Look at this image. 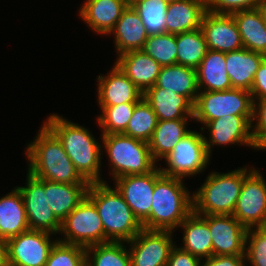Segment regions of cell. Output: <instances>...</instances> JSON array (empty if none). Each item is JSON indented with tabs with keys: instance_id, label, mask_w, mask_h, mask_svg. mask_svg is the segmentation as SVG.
Returning <instances> with one entry per match:
<instances>
[{
	"instance_id": "cell-9",
	"label": "cell",
	"mask_w": 266,
	"mask_h": 266,
	"mask_svg": "<svg viewBox=\"0 0 266 266\" xmlns=\"http://www.w3.org/2000/svg\"><path fill=\"white\" fill-rule=\"evenodd\" d=\"M59 241L84 248L105 243V231L95 204L86 196L61 222Z\"/></svg>"
},
{
	"instance_id": "cell-44",
	"label": "cell",
	"mask_w": 266,
	"mask_h": 266,
	"mask_svg": "<svg viewBox=\"0 0 266 266\" xmlns=\"http://www.w3.org/2000/svg\"><path fill=\"white\" fill-rule=\"evenodd\" d=\"M204 260L202 266H245L246 264L245 255H213Z\"/></svg>"
},
{
	"instance_id": "cell-29",
	"label": "cell",
	"mask_w": 266,
	"mask_h": 266,
	"mask_svg": "<svg viewBox=\"0 0 266 266\" xmlns=\"http://www.w3.org/2000/svg\"><path fill=\"white\" fill-rule=\"evenodd\" d=\"M196 70L199 91H223L232 88L226 71L224 52L208 50Z\"/></svg>"
},
{
	"instance_id": "cell-47",
	"label": "cell",
	"mask_w": 266,
	"mask_h": 266,
	"mask_svg": "<svg viewBox=\"0 0 266 266\" xmlns=\"http://www.w3.org/2000/svg\"><path fill=\"white\" fill-rule=\"evenodd\" d=\"M163 1H166L167 3H171V2H174L176 0H163Z\"/></svg>"
},
{
	"instance_id": "cell-30",
	"label": "cell",
	"mask_w": 266,
	"mask_h": 266,
	"mask_svg": "<svg viewBox=\"0 0 266 266\" xmlns=\"http://www.w3.org/2000/svg\"><path fill=\"white\" fill-rule=\"evenodd\" d=\"M239 29L243 47L266 56V24L259 8L232 14Z\"/></svg>"
},
{
	"instance_id": "cell-37",
	"label": "cell",
	"mask_w": 266,
	"mask_h": 266,
	"mask_svg": "<svg viewBox=\"0 0 266 266\" xmlns=\"http://www.w3.org/2000/svg\"><path fill=\"white\" fill-rule=\"evenodd\" d=\"M142 50L162 67L174 65L177 59L176 35L170 33L149 35Z\"/></svg>"
},
{
	"instance_id": "cell-43",
	"label": "cell",
	"mask_w": 266,
	"mask_h": 266,
	"mask_svg": "<svg viewBox=\"0 0 266 266\" xmlns=\"http://www.w3.org/2000/svg\"><path fill=\"white\" fill-rule=\"evenodd\" d=\"M250 93L253 100L266 99V58L255 73Z\"/></svg>"
},
{
	"instance_id": "cell-22",
	"label": "cell",
	"mask_w": 266,
	"mask_h": 266,
	"mask_svg": "<svg viewBox=\"0 0 266 266\" xmlns=\"http://www.w3.org/2000/svg\"><path fill=\"white\" fill-rule=\"evenodd\" d=\"M206 11V0H176L168 3L165 33L176 35L201 28Z\"/></svg>"
},
{
	"instance_id": "cell-26",
	"label": "cell",
	"mask_w": 266,
	"mask_h": 266,
	"mask_svg": "<svg viewBox=\"0 0 266 266\" xmlns=\"http://www.w3.org/2000/svg\"><path fill=\"white\" fill-rule=\"evenodd\" d=\"M178 227H183V246L180 248L203 260L213 256V244L206 215L191 212Z\"/></svg>"
},
{
	"instance_id": "cell-19",
	"label": "cell",
	"mask_w": 266,
	"mask_h": 266,
	"mask_svg": "<svg viewBox=\"0 0 266 266\" xmlns=\"http://www.w3.org/2000/svg\"><path fill=\"white\" fill-rule=\"evenodd\" d=\"M129 4L130 0H86L78 12L92 31L109 35Z\"/></svg>"
},
{
	"instance_id": "cell-6",
	"label": "cell",
	"mask_w": 266,
	"mask_h": 266,
	"mask_svg": "<svg viewBox=\"0 0 266 266\" xmlns=\"http://www.w3.org/2000/svg\"><path fill=\"white\" fill-rule=\"evenodd\" d=\"M110 161L113 179L127 175L151 172L157 163L154 161L148 142L120 134L101 135L100 138Z\"/></svg>"
},
{
	"instance_id": "cell-41",
	"label": "cell",
	"mask_w": 266,
	"mask_h": 266,
	"mask_svg": "<svg viewBox=\"0 0 266 266\" xmlns=\"http://www.w3.org/2000/svg\"><path fill=\"white\" fill-rule=\"evenodd\" d=\"M261 0H206V9L215 14L232 15L238 11L258 8Z\"/></svg>"
},
{
	"instance_id": "cell-25",
	"label": "cell",
	"mask_w": 266,
	"mask_h": 266,
	"mask_svg": "<svg viewBox=\"0 0 266 266\" xmlns=\"http://www.w3.org/2000/svg\"><path fill=\"white\" fill-rule=\"evenodd\" d=\"M266 56L241 48L225 53L226 71L232 88L250 91L256 71Z\"/></svg>"
},
{
	"instance_id": "cell-14",
	"label": "cell",
	"mask_w": 266,
	"mask_h": 266,
	"mask_svg": "<svg viewBox=\"0 0 266 266\" xmlns=\"http://www.w3.org/2000/svg\"><path fill=\"white\" fill-rule=\"evenodd\" d=\"M162 175L160 167L156 166L146 174L127 175L114 180V187L122 194L141 224L150 216L155 182Z\"/></svg>"
},
{
	"instance_id": "cell-33",
	"label": "cell",
	"mask_w": 266,
	"mask_h": 266,
	"mask_svg": "<svg viewBox=\"0 0 266 266\" xmlns=\"http://www.w3.org/2000/svg\"><path fill=\"white\" fill-rule=\"evenodd\" d=\"M124 245L109 241L87 247L86 266H131L129 249Z\"/></svg>"
},
{
	"instance_id": "cell-10",
	"label": "cell",
	"mask_w": 266,
	"mask_h": 266,
	"mask_svg": "<svg viewBox=\"0 0 266 266\" xmlns=\"http://www.w3.org/2000/svg\"><path fill=\"white\" fill-rule=\"evenodd\" d=\"M232 215L247 229L266 227V182L260 171L253 168L244 178Z\"/></svg>"
},
{
	"instance_id": "cell-42",
	"label": "cell",
	"mask_w": 266,
	"mask_h": 266,
	"mask_svg": "<svg viewBox=\"0 0 266 266\" xmlns=\"http://www.w3.org/2000/svg\"><path fill=\"white\" fill-rule=\"evenodd\" d=\"M176 246L172 248L166 266H202L200 258Z\"/></svg>"
},
{
	"instance_id": "cell-34",
	"label": "cell",
	"mask_w": 266,
	"mask_h": 266,
	"mask_svg": "<svg viewBox=\"0 0 266 266\" xmlns=\"http://www.w3.org/2000/svg\"><path fill=\"white\" fill-rule=\"evenodd\" d=\"M158 119L151 105L143 97L133 110L124 135L149 142Z\"/></svg>"
},
{
	"instance_id": "cell-28",
	"label": "cell",
	"mask_w": 266,
	"mask_h": 266,
	"mask_svg": "<svg viewBox=\"0 0 266 266\" xmlns=\"http://www.w3.org/2000/svg\"><path fill=\"white\" fill-rule=\"evenodd\" d=\"M154 86L183 95L194 105L199 93L197 70L180 64L163 66Z\"/></svg>"
},
{
	"instance_id": "cell-39",
	"label": "cell",
	"mask_w": 266,
	"mask_h": 266,
	"mask_svg": "<svg viewBox=\"0 0 266 266\" xmlns=\"http://www.w3.org/2000/svg\"><path fill=\"white\" fill-rule=\"evenodd\" d=\"M245 257L251 266H266V227L247 230Z\"/></svg>"
},
{
	"instance_id": "cell-18",
	"label": "cell",
	"mask_w": 266,
	"mask_h": 266,
	"mask_svg": "<svg viewBox=\"0 0 266 266\" xmlns=\"http://www.w3.org/2000/svg\"><path fill=\"white\" fill-rule=\"evenodd\" d=\"M97 98L100 106H114L121 103H138L143 92L116 65L97 78Z\"/></svg>"
},
{
	"instance_id": "cell-40",
	"label": "cell",
	"mask_w": 266,
	"mask_h": 266,
	"mask_svg": "<svg viewBox=\"0 0 266 266\" xmlns=\"http://www.w3.org/2000/svg\"><path fill=\"white\" fill-rule=\"evenodd\" d=\"M251 130L255 149L266 150V99L253 100Z\"/></svg>"
},
{
	"instance_id": "cell-11",
	"label": "cell",
	"mask_w": 266,
	"mask_h": 266,
	"mask_svg": "<svg viewBox=\"0 0 266 266\" xmlns=\"http://www.w3.org/2000/svg\"><path fill=\"white\" fill-rule=\"evenodd\" d=\"M26 181V186L17 188L24 200L29 229L44 231L53 235L59 234L61 222L56 218L48 204L45 180L28 172Z\"/></svg>"
},
{
	"instance_id": "cell-21",
	"label": "cell",
	"mask_w": 266,
	"mask_h": 266,
	"mask_svg": "<svg viewBox=\"0 0 266 266\" xmlns=\"http://www.w3.org/2000/svg\"><path fill=\"white\" fill-rule=\"evenodd\" d=\"M110 34H114L118 56L128 51L142 50L149 36L142 19L131 4L123 11Z\"/></svg>"
},
{
	"instance_id": "cell-13",
	"label": "cell",
	"mask_w": 266,
	"mask_h": 266,
	"mask_svg": "<svg viewBox=\"0 0 266 266\" xmlns=\"http://www.w3.org/2000/svg\"><path fill=\"white\" fill-rule=\"evenodd\" d=\"M51 233L25 231L7 240L10 266H45L50 250L58 240L51 241Z\"/></svg>"
},
{
	"instance_id": "cell-38",
	"label": "cell",
	"mask_w": 266,
	"mask_h": 266,
	"mask_svg": "<svg viewBox=\"0 0 266 266\" xmlns=\"http://www.w3.org/2000/svg\"><path fill=\"white\" fill-rule=\"evenodd\" d=\"M45 266H86V248L57 240Z\"/></svg>"
},
{
	"instance_id": "cell-12",
	"label": "cell",
	"mask_w": 266,
	"mask_h": 266,
	"mask_svg": "<svg viewBox=\"0 0 266 266\" xmlns=\"http://www.w3.org/2000/svg\"><path fill=\"white\" fill-rule=\"evenodd\" d=\"M173 231L142 229L129 246L131 266H166L175 246Z\"/></svg>"
},
{
	"instance_id": "cell-1",
	"label": "cell",
	"mask_w": 266,
	"mask_h": 266,
	"mask_svg": "<svg viewBox=\"0 0 266 266\" xmlns=\"http://www.w3.org/2000/svg\"><path fill=\"white\" fill-rule=\"evenodd\" d=\"M60 140L76 171L89 183L105 182L100 177L102 144L89 129L52 114L44 123Z\"/></svg>"
},
{
	"instance_id": "cell-7",
	"label": "cell",
	"mask_w": 266,
	"mask_h": 266,
	"mask_svg": "<svg viewBox=\"0 0 266 266\" xmlns=\"http://www.w3.org/2000/svg\"><path fill=\"white\" fill-rule=\"evenodd\" d=\"M225 115H253L250 91L231 88L223 91H199L193 105V118L206 125Z\"/></svg>"
},
{
	"instance_id": "cell-3",
	"label": "cell",
	"mask_w": 266,
	"mask_h": 266,
	"mask_svg": "<svg viewBox=\"0 0 266 266\" xmlns=\"http://www.w3.org/2000/svg\"><path fill=\"white\" fill-rule=\"evenodd\" d=\"M87 197L95 204L105 231V243L129 242L142 229L132 209L117 188L108 183H90Z\"/></svg>"
},
{
	"instance_id": "cell-20",
	"label": "cell",
	"mask_w": 266,
	"mask_h": 266,
	"mask_svg": "<svg viewBox=\"0 0 266 266\" xmlns=\"http://www.w3.org/2000/svg\"><path fill=\"white\" fill-rule=\"evenodd\" d=\"M115 64L143 92L156 83L161 65L143 50H133L117 56Z\"/></svg>"
},
{
	"instance_id": "cell-8",
	"label": "cell",
	"mask_w": 266,
	"mask_h": 266,
	"mask_svg": "<svg viewBox=\"0 0 266 266\" xmlns=\"http://www.w3.org/2000/svg\"><path fill=\"white\" fill-rule=\"evenodd\" d=\"M164 159L168 167L160 170L165 176L183 179L202 173L210 161L205 136L191 130Z\"/></svg>"
},
{
	"instance_id": "cell-36",
	"label": "cell",
	"mask_w": 266,
	"mask_h": 266,
	"mask_svg": "<svg viewBox=\"0 0 266 266\" xmlns=\"http://www.w3.org/2000/svg\"><path fill=\"white\" fill-rule=\"evenodd\" d=\"M130 4L138 12L147 33H165V15L168 3L163 0H130Z\"/></svg>"
},
{
	"instance_id": "cell-24",
	"label": "cell",
	"mask_w": 266,
	"mask_h": 266,
	"mask_svg": "<svg viewBox=\"0 0 266 266\" xmlns=\"http://www.w3.org/2000/svg\"><path fill=\"white\" fill-rule=\"evenodd\" d=\"M90 183H57L45 180L48 204L62 222L87 196Z\"/></svg>"
},
{
	"instance_id": "cell-32",
	"label": "cell",
	"mask_w": 266,
	"mask_h": 266,
	"mask_svg": "<svg viewBox=\"0 0 266 266\" xmlns=\"http://www.w3.org/2000/svg\"><path fill=\"white\" fill-rule=\"evenodd\" d=\"M176 64L197 69L208 52L201 28L176 34Z\"/></svg>"
},
{
	"instance_id": "cell-27",
	"label": "cell",
	"mask_w": 266,
	"mask_h": 266,
	"mask_svg": "<svg viewBox=\"0 0 266 266\" xmlns=\"http://www.w3.org/2000/svg\"><path fill=\"white\" fill-rule=\"evenodd\" d=\"M28 230L24 200L16 187L0 198V238L8 240Z\"/></svg>"
},
{
	"instance_id": "cell-45",
	"label": "cell",
	"mask_w": 266,
	"mask_h": 266,
	"mask_svg": "<svg viewBox=\"0 0 266 266\" xmlns=\"http://www.w3.org/2000/svg\"><path fill=\"white\" fill-rule=\"evenodd\" d=\"M8 244L7 240L0 238V266H8Z\"/></svg>"
},
{
	"instance_id": "cell-31",
	"label": "cell",
	"mask_w": 266,
	"mask_h": 266,
	"mask_svg": "<svg viewBox=\"0 0 266 266\" xmlns=\"http://www.w3.org/2000/svg\"><path fill=\"white\" fill-rule=\"evenodd\" d=\"M189 119L158 120L148 142L152 158L157 161L165 158L175 145L191 130H187Z\"/></svg>"
},
{
	"instance_id": "cell-16",
	"label": "cell",
	"mask_w": 266,
	"mask_h": 266,
	"mask_svg": "<svg viewBox=\"0 0 266 266\" xmlns=\"http://www.w3.org/2000/svg\"><path fill=\"white\" fill-rule=\"evenodd\" d=\"M213 255H245L247 228L233 215H206Z\"/></svg>"
},
{
	"instance_id": "cell-35",
	"label": "cell",
	"mask_w": 266,
	"mask_h": 266,
	"mask_svg": "<svg viewBox=\"0 0 266 266\" xmlns=\"http://www.w3.org/2000/svg\"><path fill=\"white\" fill-rule=\"evenodd\" d=\"M136 104L121 103L114 106H99L102 111L97 117V122L101 127V135L124 133Z\"/></svg>"
},
{
	"instance_id": "cell-4",
	"label": "cell",
	"mask_w": 266,
	"mask_h": 266,
	"mask_svg": "<svg viewBox=\"0 0 266 266\" xmlns=\"http://www.w3.org/2000/svg\"><path fill=\"white\" fill-rule=\"evenodd\" d=\"M181 178L162 175L156 182L150 216L142 223L148 230H177L193 211V199Z\"/></svg>"
},
{
	"instance_id": "cell-23",
	"label": "cell",
	"mask_w": 266,
	"mask_h": 266,
	"mask_svg": "<svg viewBox=\"0 0 266 266\" xmlns=\"http://www.w3.org/2000/svg\"><path fill=\"white\" fill-rule=\"evenodd\" d=\"M143 97L151 105L158 120L193 118V104L185 96L169 89L153 86Z\"/></svg>"
},
{
	"instance_id": "cell-17",
	"label": "cell",
	"mask_w": 266,
	"mask_h": 266,
	"mask_svg": "<svg viewBox=\"0 0 266 266\" xmlns=\"http://www.w3.org/2000/svg\"><path fill=\"white\" fill-rule=\"evenodd\" d=\"M201 29L209 50L227 53L243 48L233 15L206 11L202 18Z\"/></svg>"
},
{
	"instance_id": "cell-2",
	"label": "cell",
	"mask_w": 266,
	"mask_h": 266,
	"mask_svg": "<svg viewBox=\"0 0 266 266\" xmlns=\"http://www.w3.org/2000/svg\"><path fill=\"white\" fill-rule=\"evenodd\" d=\"M28 171L57 183H89L76 171L58 137L43 123L37 137L27 145Z\"/></svg>"
},
{
	"instance_id": "cell-46",
	"label": "cell",
	"mask_w": 266,
	"mask_h": 266,
	"mask_svg": "<svg viewBox=\"0 0 266 266\" xmlns=\"http://www.w3.org/2000/svg\"><path fill=\"white\" fill-rule=\"evenodd\" d=\"M258 8L260 9L266 24V0H261Z\"/></svg>"
},
{
	"instance_id": "cell-15",
	"label": "cell",
	"mask_w": 266,
	"mask_h": 266,
	"mask_svg": "<svg viewBox=\"0 0 266 266\" xmlns=\"http://www.w3.org/2000/svg\"><path fill=\"white\" fill-rule=\"evenodd\" d=\"M253 115H225L209 121L205 127L209 132V141L205 137L207 152L211 156V146L239 144L255 149L252 137Z\"/></svg>"
},
{
	"instance_id": "cell-5",
	"label": "cell",
	"mask_w": 266,
	"mask_h": 266,
	"mask_svg": "<svg viewBox=\"0 0 266 266\" xmlns=\"http://www.w3.org/2000/svg\"><path fill=\"white\" fill-rule=\"evenodd\" d=\"M252 170L243 167L227 173L212 171L202 186L192 193L193 212L199 215H232L244 178Z\"/></svg>"
}]
</instances>
